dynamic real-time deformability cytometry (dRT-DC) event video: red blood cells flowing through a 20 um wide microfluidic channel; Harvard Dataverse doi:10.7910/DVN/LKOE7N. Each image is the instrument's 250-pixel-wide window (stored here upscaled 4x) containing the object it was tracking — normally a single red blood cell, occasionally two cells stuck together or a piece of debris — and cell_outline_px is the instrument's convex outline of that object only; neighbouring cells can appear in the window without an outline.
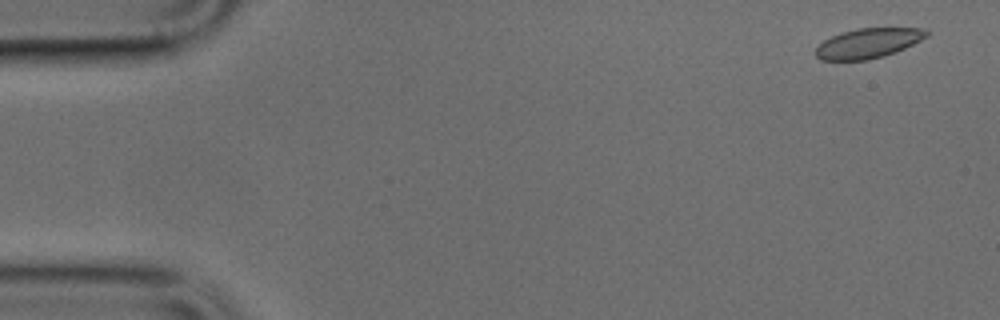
{"species": "common noctule bat (a hibernating species)", "species_latin": "Nyctalus noctula", "temperature_condition": "cold", "stored_images_in_passage": 51, "camera_frame_rate_fps": 3000, "um_per_image_px": 0.085, "animal": {"sex": "male", "body_mass_g": 17.9, "forearm_length_mm": 54.2}, "frame": {"image": 1, "passage_image": 3, "time_ms": 0.667, "image_size_px": [1000, 320], "cell_outline_px": [[932, 32], [928, 36], [896, 52], [884, 56], [868, 60], [820, 60], [816, 56], [816, 48], [824, 40], [832, 36], [856, 28], [924, 28]], "centroid_in_image_um": [73.83, 3.67], "position_along_channel_um": 11.2, "area_um2": 19.25}}
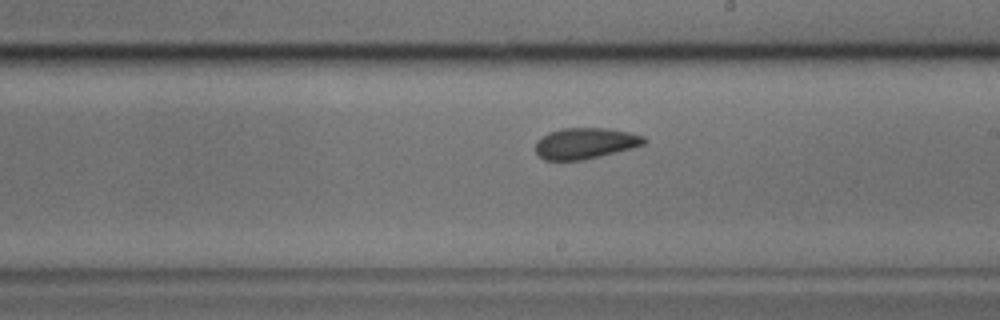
{"frame": {"image": 2, "passage_image": 29, "time_ms": 9.333, "image_size_px": [1000, 320], "cell_outline_px": [[648, 140], [644, 144], [632, 148], [584, 160], [544, 160], [536, 152], [536, 140], [540, 136], [548, 132], [560, 128], [608, 128], [628, 132], [644, 136]], "centroid_in_image_um": [49.73, 12.17], "position_along_channel_um": 239.3, "area_um2": 19.77}}
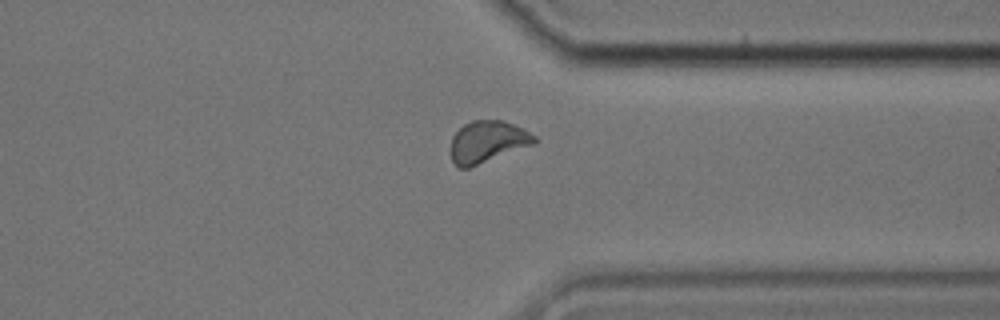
{"frame": {"image": 3, "passage_image": 39, "time_ms": 12.667, "image_size_px": [1000, 320], "cell_outline_px": [[536, 144], [468, 168], [460, 168], [452, 160], [452, 136], [464, 124], [472, 120], [500, 120], [512, 124], [536, 136]], "centroid_in_image_um": [41.45, 12.05], "position_along_channel_um": 370.0, "area_um2": 20.11}}